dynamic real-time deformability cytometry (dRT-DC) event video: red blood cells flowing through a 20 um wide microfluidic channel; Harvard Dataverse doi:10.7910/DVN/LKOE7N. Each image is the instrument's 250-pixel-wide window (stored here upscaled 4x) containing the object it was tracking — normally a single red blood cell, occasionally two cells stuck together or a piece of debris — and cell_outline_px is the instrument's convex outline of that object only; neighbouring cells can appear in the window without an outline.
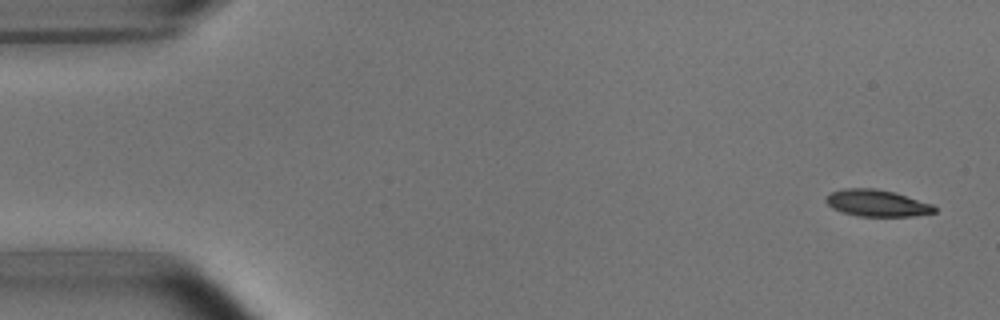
{"species": "common noctule bat (a hibernating species)", "species_latin": "Nyctalus noctula", "temperature_condition": "room temperature", "stored_images_in_passage": 5, "camera_frame_rate_fps": 3000, "um_per_image_px": 0.085, "animal": {"sex": "male", "body_mass_g": 15.6}, "frame": {"image": 1, "passage_image": 1, "time_ms": 0.0, "image_size_px": [1000, 320], "cell_outline_px": [[936, 212], [916, 216], [856, 216], [832, 208], [824, 200], [824, 196], [832, 192], [844, 188], [872, 188], [892, 192], [932, 204], [936, 208]], "centroid_in_image_um": [74.51, 17.27], "position_along_channel_um": 10.5, "area_um2": 16.76}}
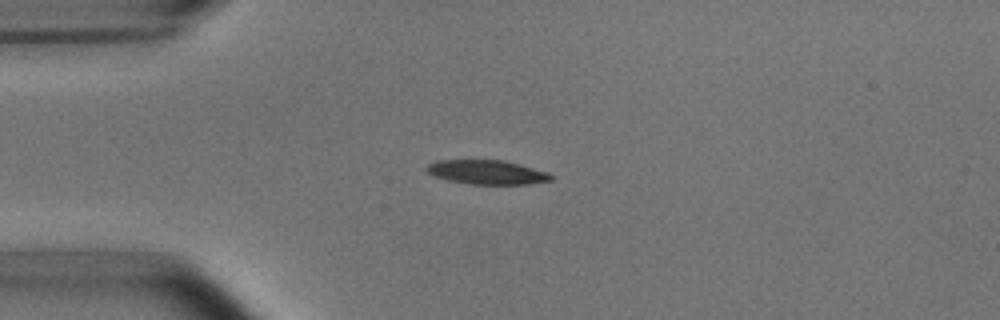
{"frame": {"image": 2, "passage_image": 4, "time_ms": 3.667, "image_size_px": [1000, 320], "cell_outline_px": [[552, 180], [528, 184], [468, 184], [448, 180], [436, 176], [428, 172], [424, 168], [428, 164], [436, 160], [504, 160], [548, 172], [552, 176]], "centroid_in_image_um": [41.37, 14.63], "position_along_channel_um": 43.6, "area_um2": 17.46}}
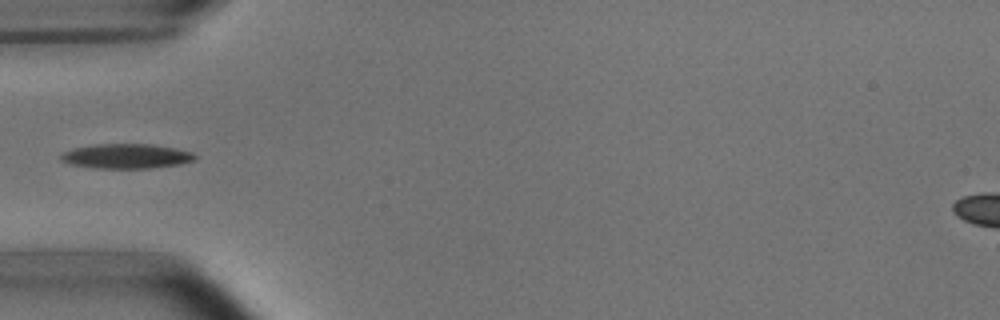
{"frame": {"image": 3, "passage_image": 5, "time_ms": 5.0, "image_size_px": [1000, 320], "cell_outline_px": [[196, 160], [180, 164], [152, 168], [96, 168], [68, 164], [60, 160], [60, 152], [72, 148], [96, 144], [152, 144], [176, 148], [192, 152], [196, 156]], "centroid_in_image_um": [10.71, 13.27], "position_along_channel_um": 74.3, "area_um2": 19.54}}